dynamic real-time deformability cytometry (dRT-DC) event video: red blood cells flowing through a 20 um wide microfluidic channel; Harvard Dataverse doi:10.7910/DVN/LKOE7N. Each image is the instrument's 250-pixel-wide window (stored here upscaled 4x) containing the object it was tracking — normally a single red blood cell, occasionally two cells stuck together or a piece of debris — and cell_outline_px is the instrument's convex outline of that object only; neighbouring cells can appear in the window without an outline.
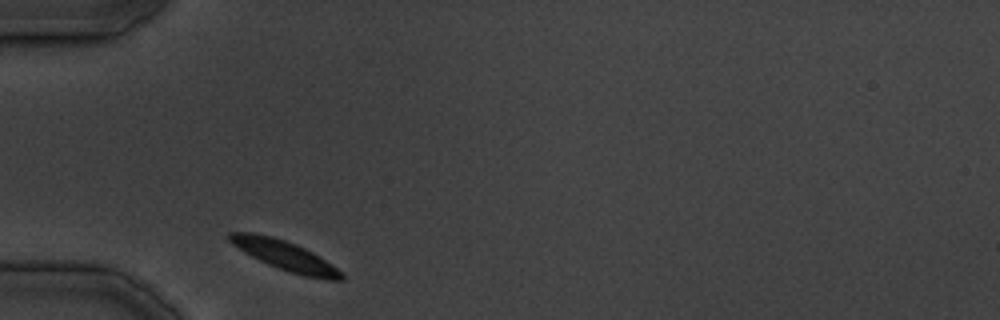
{"species": "common noctule bat (a hibernating species)", "species_latin": "Nyctalus noctula", "temperature_condition": "cold", "stored_images_in_passage": 22, "camera_frame_rate_fps": 3000, "um_per_image_px": 0.085, "animal": {"sex": "male", "body_mass_g": 19.5, "forearm_length_mm": 54.6}, "frame": {"image": 1, "passage_image": 1, "time_ms": 0.0, "image_size_px": [1000, 320], "cell_outline_px": [[344, 280], [328, 280], [304, 276], [288, 272], [268, 264], [244, 252], [232, 244], [228, 240], [228, 232], [256, 232], [272, 236], [296, 244], [312, 252], [336, 268], [344, 276]], "centroid_in_image_um": [24.17, 21.71], "position_along_channel_um": 60.8, "area_um2": 19.13}}